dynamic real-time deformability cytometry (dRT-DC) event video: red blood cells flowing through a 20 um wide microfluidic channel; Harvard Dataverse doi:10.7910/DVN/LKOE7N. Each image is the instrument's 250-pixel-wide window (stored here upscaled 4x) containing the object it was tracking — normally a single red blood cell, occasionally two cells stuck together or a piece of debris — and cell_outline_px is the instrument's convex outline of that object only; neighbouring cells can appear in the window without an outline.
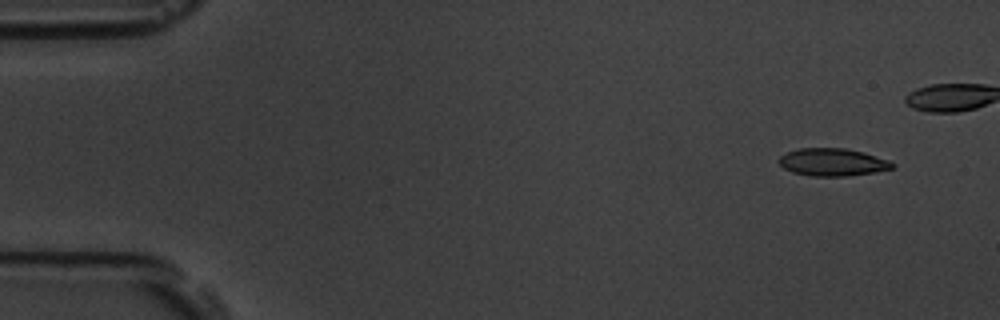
{"species": "common noctule bat (a hibernating species)", "species_latin": "Nyctalus noctula", "temperature_condition": "room temperature", "stored_images_in_passage": 11, "camera_frame_rate_fps": 3000, "um_per_image_px": 0.085, "animal": {"sex": "male", "body_mass_g": 19.5, "forearm_length_mm": 54.6}, "frame": {"image": 1, "passage_image": 1, "time_ms": 0.0, "image_size_px": [1000, 320], "cell_outline_px": [[896, 164], [892, 168], [872, 172], [848, 176], [808, 176], [792, 172], [784, 168], [780, 164], [780, 156], [788, 152], [800, 148], [844, 148], [864, 152], [888, 160]], "centroid_in_image_um": [70.76, 13.78], "position_along_channel_um": 14.2, "area_um2": 18.09}}
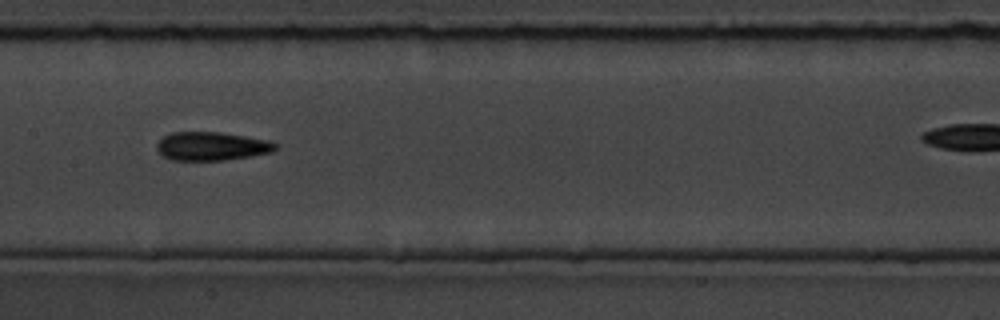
{"frame": {"image": 2, "passage_image": 8, "time_ms": 2.333, "image_size_px": [1000, 320], "cell_outline_px": [[276, 148], [272, 152], [224, 160], [172, 160], [164, 156], [156, 148], [156, 144], [164, 136], [172, 132], [220, 132], [272, 140], [276, 144]], "centroid_in_image_um": [18.0, 12.42], "position_along_channel_um": 189.4, "area_um2": 19.65}}
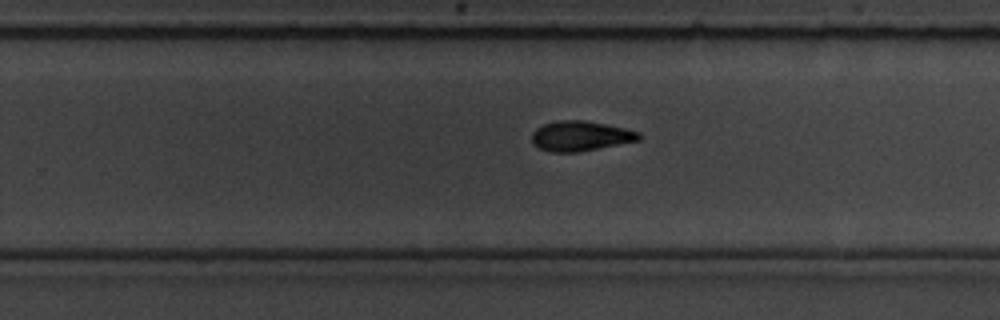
{"frame": {"image": 3, "passage_image": 11, "time_ms": 3.333, "image_size_px": [1000, 320], "cell_outline_px": [[640, 140], [576, 152], [552, 152], [540, 148], [532, 144], [532, 132], [536, 128], [544, 124], [556, 120], [584, 120], [624, 128], [640, 132]], "centroid_in_image_um": [49.3, 11.55], "position_along_channel_um": 280.5, "area_um2": 18.55}}